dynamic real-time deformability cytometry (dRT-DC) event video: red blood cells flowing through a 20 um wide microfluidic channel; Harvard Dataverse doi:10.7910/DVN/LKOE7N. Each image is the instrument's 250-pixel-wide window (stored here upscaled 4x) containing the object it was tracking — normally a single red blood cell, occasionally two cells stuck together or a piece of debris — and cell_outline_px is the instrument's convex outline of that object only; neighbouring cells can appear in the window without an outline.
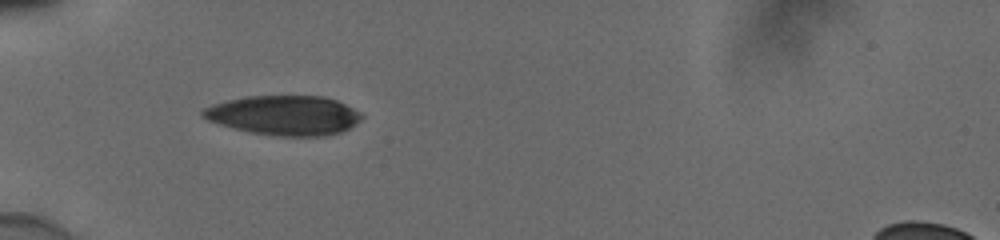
{"species": "human", "species_latin": "Homo sapiens", "temperature_condition": "cold", "stored_images_in_passage": 37, "camera_frame_rate_fps": 3000, "um_per_image_px": 0.085, "donor": {"sex": "male"}, "frame": {"image": 1, "passage_image": 1, "time_ms": 0.0, "image_size_px": [1000, 240], "cell_outline_px": [[364, 116], [360, 120], [348, 128], [340, 132], [324, 136], [280, 136], [252, 132], [220, 124], [208, 120], [200, 116], [200, 112], [204, 108], [212, 104], [244, 96], [324, 96], [336, 100], [360, 112]], "centroid_in_image_um": [24.14, 9.79], "position_along_channel_um": 60.9, "area_um2": 36.41}}
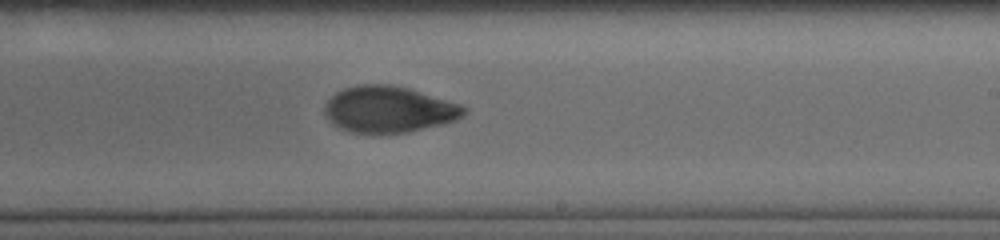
{"frame": {"image": 2, "passage_image": 17, "time_ms": 5.333, "image_size_px": [1000, 240], "cell_outline_px": [[468, 112], [456, 120], [444, 124], [408, 132], [352, 132], [340, 128], [324, 112], [324, 104], [336, 92], [344, 88], [360, 84], [388, 84], [408, 88], [460, 104], [468, 108]], "centroid_in_image_um": [33.09, 9.28], "position_along_channel_um": 255.9, "area_um2": 37.22}}
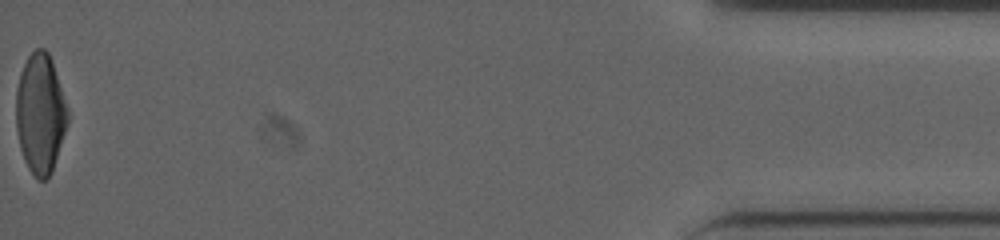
{"frame": {"image": 3, "passage_image": 37, "time_ms": 12.0, "image_size_px": [1000, 240], "cell_outline_px": [[68, 124], [52, 172], [44, 180], [36, 180], [28, 168], [24, 160], [20, 148], [16, 128], [16, 88], [20, 72], [28, 56], [36, 48], [44, 48], [48, 52], [52, 60], [68, 108]], "centroid_in_image_um": [3.42, 9.67], "position_along_channel_um": 431.8, "area_um2": 36.36}, "authors_computed_cell_mechanics": {"area_um2": 37.2232, "velocity_mm_per_s": 3.8717, "shape_relaxation_time_tau1_ms": 7.8238, "shape_relaxation_time_tau2_ms": 1.3813, "deformation_change_tau1": 0.2366, "deformation_change_tau2": 0.0562}}